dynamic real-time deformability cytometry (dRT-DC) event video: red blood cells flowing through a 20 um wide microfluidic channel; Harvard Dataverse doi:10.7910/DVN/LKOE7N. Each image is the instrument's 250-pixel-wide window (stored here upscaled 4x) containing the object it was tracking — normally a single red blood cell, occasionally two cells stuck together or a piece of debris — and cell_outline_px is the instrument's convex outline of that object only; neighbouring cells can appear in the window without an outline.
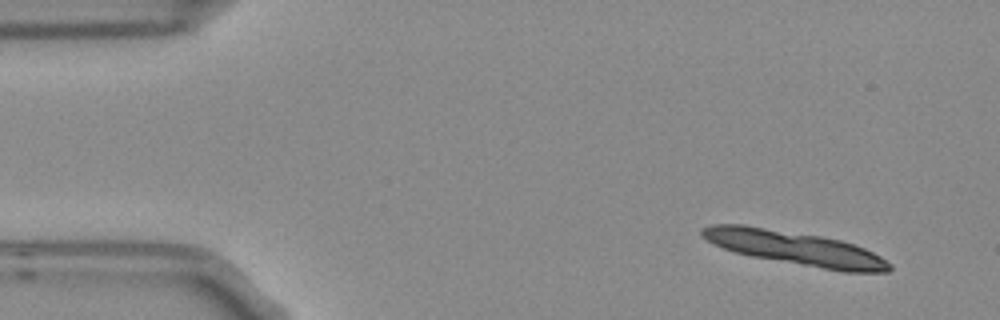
{"species": "Egyptian fruit bat (a non-hibernating species)", "species_latin": "Rousettus aegyptiacus", "temperature_condition": "room temperature", "stored_images_in_passage": 4, "camera_frame_rate_fps": 3000, "um_per_image_px": 0.085, "frame": {"image": 1, "passage_image": 1, "time_ms": 0.0, "image_size_px": [1000, 320], "cell_outline_px": [[892, 268], [888, 272], [844, 272], [752, 256], [732, 252], [712, 244], [700, 236], [700, 228], [712, 224], [744, 224], [820, 236], [840, 240], [864, 248], [880, 256], [892, 264]], "centroid_in_image_um": [67.52, 21.08], "position_along_channel_um": 17.5, "area_um2": 37.05}}